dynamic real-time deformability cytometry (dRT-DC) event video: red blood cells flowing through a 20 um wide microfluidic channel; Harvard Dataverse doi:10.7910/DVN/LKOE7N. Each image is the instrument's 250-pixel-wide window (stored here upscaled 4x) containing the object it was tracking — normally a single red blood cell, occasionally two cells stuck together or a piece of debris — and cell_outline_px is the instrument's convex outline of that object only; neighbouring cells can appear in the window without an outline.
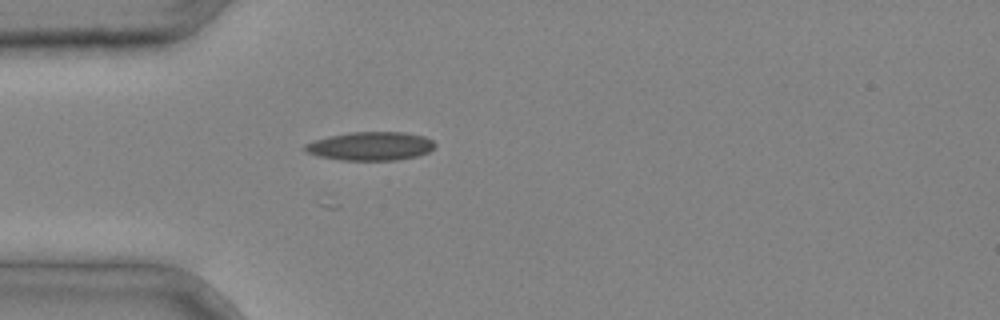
{"species": "common noctule bat (a hibernating species)", "species_latin": "Nyctalus noctula", "temperature_condition": "cold", "stored_images_in_passage": 3, "camera_frame_rate_fps": 3000, "um_per_image_px": 0.085, "animal": {"sex": "male", "body_mass_g": 20.4}, "frame": {"image": 1, "passage_image": 3, "time_ms": 0.667, "image_size_px": [1000, 320], "cell_outline_px": [[436, 144], [428, 152], [416, 156], [396, 160], [344, 160], [316, 156], [304, 152], [304, 144], [328, 136], [352, 132], [404, 132], [424, 136], [432, 140]], "centroid_in_image_um": [31.47, 12.42], "position_along_channel_um": 53.5, "area_um2": 21.62}}